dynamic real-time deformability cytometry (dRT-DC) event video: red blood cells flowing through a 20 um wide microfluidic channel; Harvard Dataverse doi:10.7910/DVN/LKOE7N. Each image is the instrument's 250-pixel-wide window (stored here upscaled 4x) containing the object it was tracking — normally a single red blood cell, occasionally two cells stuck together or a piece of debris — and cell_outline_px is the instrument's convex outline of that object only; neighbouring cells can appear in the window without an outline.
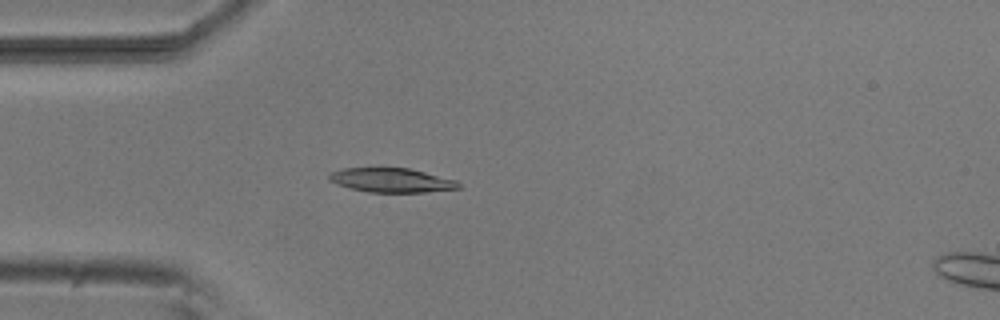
{"species": "common noctule bat (a hibernating species)", "species_latin": "Nyctalus noctula", "temperature_condition": "room temperature", "stored_images_in_passage": 53, "camera_frame_rate_fps": 3000, "um_per_image_px": 0.085, "animal": {"sex": "male", "body_mass_g": 20.5, "forearm_length_mm": 52.5}, "frame": {"image": 1, "passage_image": 15, "time_ms": 4.667, "image_size_px": [1000, 320], "cell_outline_px": [[460, 188], [424, 192], [368, 192], [352, 188], [328, 180], [328, 176], [332, 172], [340, 168], [408, 168], [456, 180], [460, 184]], "centroid_in_image_um": [33.27, 15.31], "position_along_channel_um": 51.7, "area_um2": 17.98}}
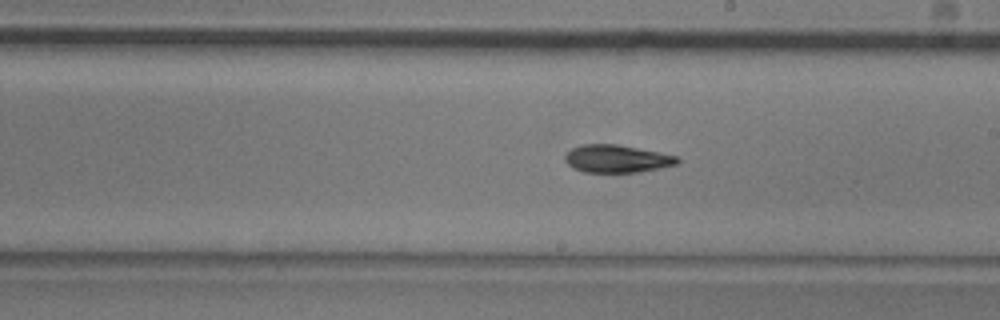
{"frame": {"image": 2, "passage_image": 30, "time_ms": 9.667, "image_size_px": [1000, 320], "cell_outline_px": [[680, 164], [640, 172], [584, 172], [572, 168], [564, 160], [564, 156], [572, 148], [580, 144], [616, 144], [676, 156], [680, 160]], "centroid_in_image_um": [52.41, 13.5], "position_along_channel_um": 236.6, "area_um2": 18.09}}
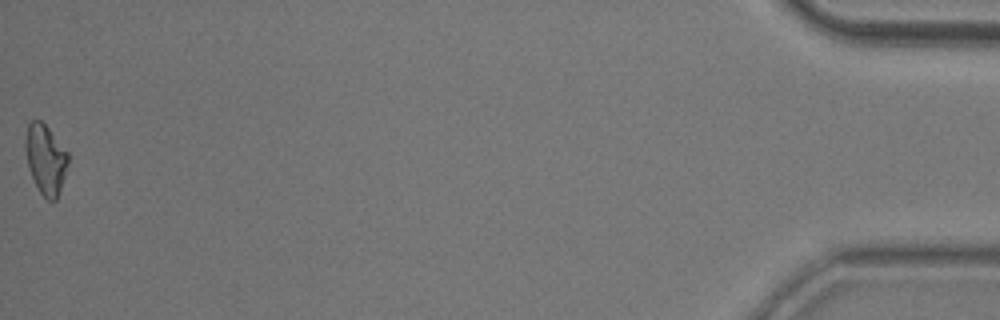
{"frame": {"image": 3, "passage_image": 53, "time_ms": 17.333, "image_size_px": [1000, 320], "cell_outline_px": [[68, 164], [56, 200], [48, 200], [40, 192], [28, 168], [24, 148], [24, 140], [28, 124], [32, 120], [40, 120], [48, 128], [68, 152]], "centroid_in_image_um": [3.85, 13.5], "position_along_channel_um": 431.4, "area_um2": 17.17}, "authors_computed_cell_mechanics": {"area_um2": 18.207, "velocity_mm_per_s": 3.8439, "shape_relaxation_time_tau1_ms": 4.8659, "shape_relaxation_time_tau2_ms": 6.0377, "deformation_change_tau1": 0.1442, "deformation_change_tau2": 0.1282}}